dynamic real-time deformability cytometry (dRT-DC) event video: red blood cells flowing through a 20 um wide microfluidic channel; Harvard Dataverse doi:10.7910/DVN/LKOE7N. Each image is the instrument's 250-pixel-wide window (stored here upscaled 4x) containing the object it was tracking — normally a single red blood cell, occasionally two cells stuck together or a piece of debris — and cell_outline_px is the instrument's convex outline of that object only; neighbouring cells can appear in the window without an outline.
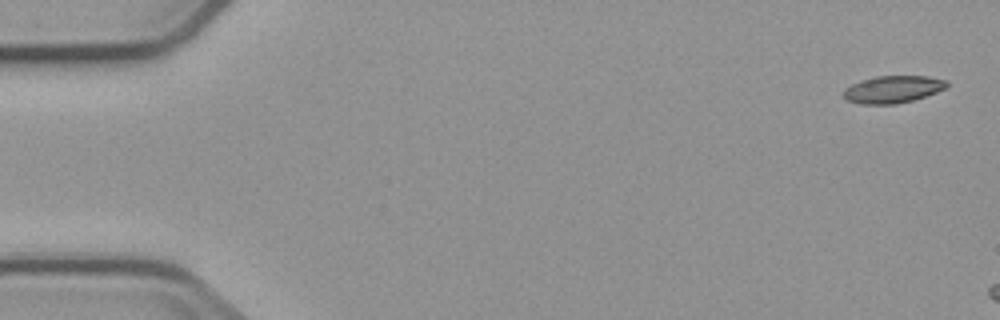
{"species": "common noctule bat (a hibernating species)", "species_latin": "Nyctalus noctula", "temperature_condition": "cold", "stored_images_in_passage": 3, "camera_frame_rate_fps": 3000, "um_per_image_px": 0.085, "animal": {"sex": "male", "body_mass_g": 23.1, "forearm_length_mm": 52.7}, "frame": {"image": 1, "passage_image": 1, "time_ms": 0.0, "image_size_px": [1000, 320], "cell_outline_px": [[948, 84], [944, 88], [936, 92], [912, 100], [896, 104], [860, 104], [848, 100], [844, 96], [844, 88], [860, 80], [876, 76], [928, 76], [948, 80]], "centroid_in_image_um": [75.88, 7.58], "position_along_channel_um": 9.1, "area_um2": 16.3}}